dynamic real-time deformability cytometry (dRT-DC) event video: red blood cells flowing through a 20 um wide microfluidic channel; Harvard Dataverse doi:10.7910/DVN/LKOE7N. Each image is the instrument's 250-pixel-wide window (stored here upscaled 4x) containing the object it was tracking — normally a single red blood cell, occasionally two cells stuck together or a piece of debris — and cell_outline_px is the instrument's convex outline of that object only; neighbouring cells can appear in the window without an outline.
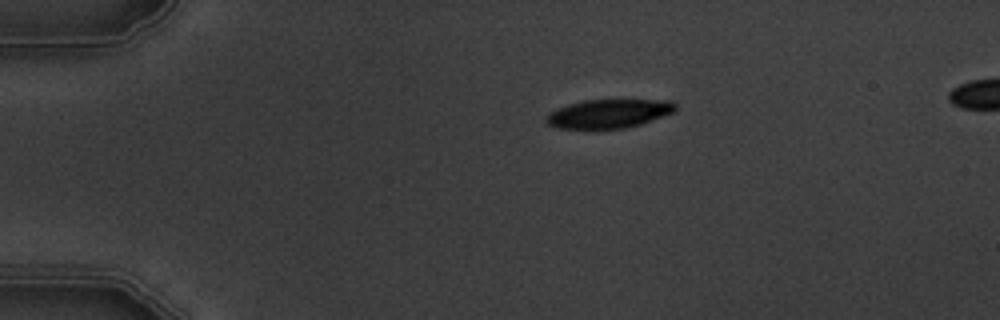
{"species": "common noctule bat (a hibernating species)", "species_latin": "Nyctalus noctula", "temperature_condition": "warm", "stored_images_in_passage": 6, "segment_of_instrument_passage": [1, 2], "camera_frame_rate_fps": 3000, "um_per_image_px": 0.085, "animal": {"sex": "male", "body_mass_g": 19.5, "forearm_length_mm": 54.6}, "frame": {"image": 1, "passage_image": 4, "time_ms": 3.333, "image_size_px": [1000, 320], "cell_outline_px": [[676, 112], [640, 124], [624, 128], [556, 128], [548, 124], [544, 120], [544, 116], [548, 112], [556, 108], [568, 104], [584, 100], [672, 100], [676, 104]], "centroid_in_image_um": [51.72, 9.65], "position_along_channel_um": 33.3, "area_um2": 21.79}}